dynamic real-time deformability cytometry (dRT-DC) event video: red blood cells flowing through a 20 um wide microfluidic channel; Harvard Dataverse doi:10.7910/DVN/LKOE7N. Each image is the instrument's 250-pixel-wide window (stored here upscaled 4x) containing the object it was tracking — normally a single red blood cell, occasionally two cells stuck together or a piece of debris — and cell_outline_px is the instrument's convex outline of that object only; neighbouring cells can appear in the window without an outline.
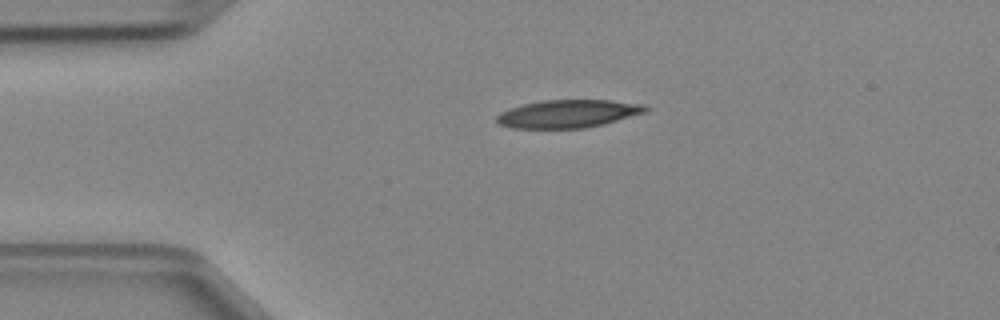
{"species": "Egyptian fruit bat (a non-hibernating species)", "species_latin": "Rousettus aegyptiacus", "temperature_condition": "cold", "stored_images_in_passage": 2, "camera_frame_rate_fps": 3000, "um_per_image_px": 0.085, "animal": {"sex": "female"}, "frame": {"image": 1, "passage_image": 2, "time_ms": 0.333, "image_size_px": [1000, 320], "cell_outline_px": [[648, 112], [604, 124], [584, 128], [512, 128], [500, 124], [496, 120], [496, 116], [500, 112], [508, 108], [540, 100], [608, 100], [644, 104], [648, 108]], "centroid_in_image_um": [48.29, 9.66], "position_along_channel_um": 36.7, "area_um2": 24.33}}